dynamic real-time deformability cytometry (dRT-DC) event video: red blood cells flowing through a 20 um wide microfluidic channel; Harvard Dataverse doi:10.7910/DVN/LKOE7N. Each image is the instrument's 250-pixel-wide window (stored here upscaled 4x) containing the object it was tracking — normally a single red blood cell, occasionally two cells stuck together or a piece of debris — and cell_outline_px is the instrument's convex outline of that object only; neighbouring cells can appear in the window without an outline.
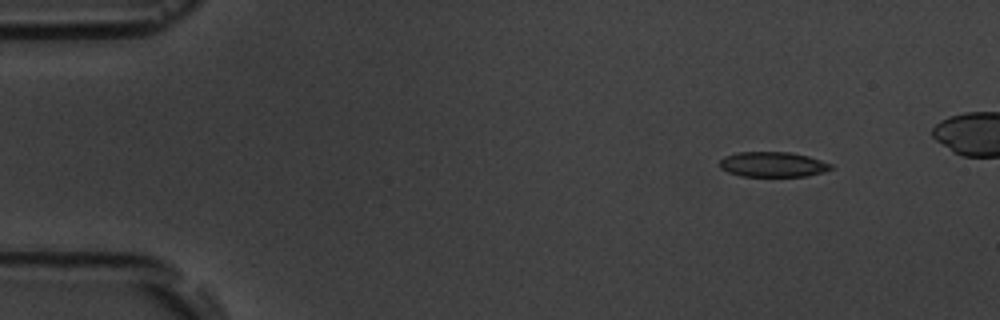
{"species": "common noctule bat (a hibernating species)", "species_latin": "Nyctalus noctula", "temperature_condition": "room temperature", "stored_images_in_passage": 6, "segment_of_instrument_passage": [1, 2], "camera_frame_rate_fps": 3000, "um_per_image_px": 0.085, "animal": {"sex": "male", "body_mass_g": 19.5, "forearm_length_mm": 54.6}, "frame": {"image": 1, "passage_image": 2, "time_ms": 1.333, "image_size_px": [1000, 320], "cell_outline_px": [[836, 168], [824, 172], [804, 176], [740, 176], [728, 172], [720, 168], [720, 160], [724, 156], [736, 152], [792, 152], [808, 156], [832, 164]], "centroid_in_image_um": [65.7, 13.97], "position_along_channel_um": 19.3, "area_um2": 16.42}}